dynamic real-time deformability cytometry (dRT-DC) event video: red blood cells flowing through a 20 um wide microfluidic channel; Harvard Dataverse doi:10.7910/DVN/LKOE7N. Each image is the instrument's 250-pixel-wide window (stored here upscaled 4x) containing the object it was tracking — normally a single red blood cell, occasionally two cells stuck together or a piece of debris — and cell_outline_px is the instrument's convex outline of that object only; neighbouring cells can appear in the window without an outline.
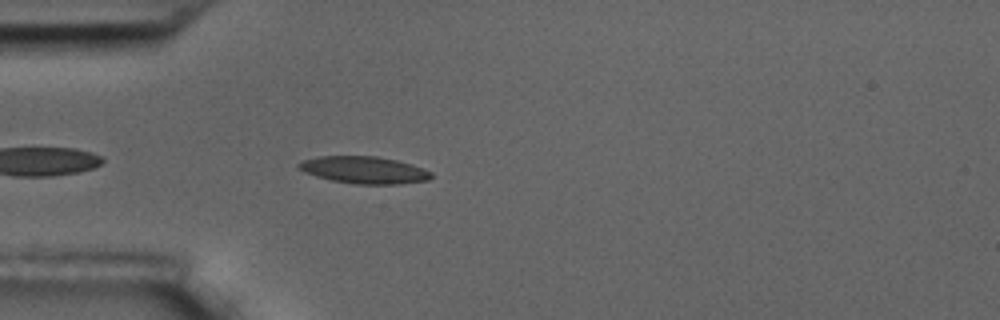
{"species": "common noctule bat (a hibernating species)", "species_latin": "Nyctalus noctula", "temperature_condition": "room temperature", "stored_images_in_passage": 4, "camera_frame_rate_fps": 3000, "um_per_image_px": 0.085, "animal": {"sex": "male", "body_mass_g": 17.5, "forearm_length_mm": 52.3}, "frame": {"image": 1, "passage_image": 4, "time_ms": 1.0, "image_size_px": [1000, 320], "cell_outline_px": [[432, 176], [428, 180], [400, 184], [356, 184], [332, 180], [316, 176], [304, 172], [296, 168], [296, 164], [300, 160], [320, 156], [376, 156], [396, 160], [412, 164], [432, 172]], "centroid_in_image_um": [30.91, 14.44], "position_along_channel_um": 54.1, "area_um2": 21.04}}